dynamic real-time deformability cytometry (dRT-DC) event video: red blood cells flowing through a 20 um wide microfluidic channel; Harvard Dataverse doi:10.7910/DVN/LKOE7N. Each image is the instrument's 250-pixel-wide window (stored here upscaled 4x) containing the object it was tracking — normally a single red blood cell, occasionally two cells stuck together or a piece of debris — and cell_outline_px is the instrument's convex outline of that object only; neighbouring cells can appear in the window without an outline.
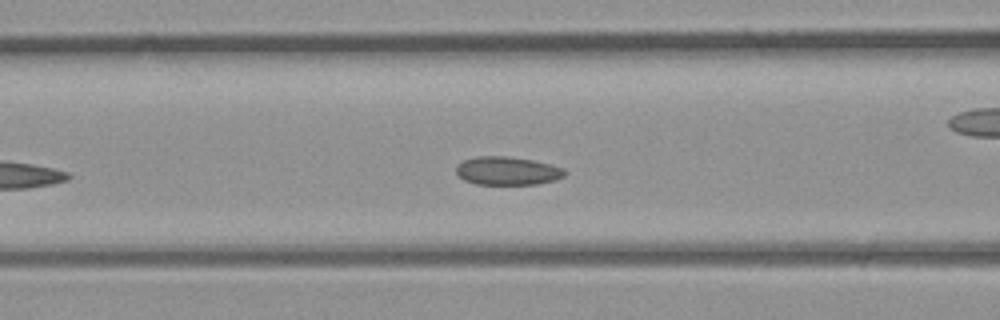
{"species": "common noctule bat (a hibernating species)", "species_latin": "Nyctalus noctula", "temperature_condition": "room temperature", "stored_images_in_passage": 25, "camera_frame_rate_fps": 3000, "um_per_image_px": 0.085, "animal": {"sex": "male", "body_mass_g": 23.1, "forearm_length_mm": 52.7}, "frame": {"image": 1, "passage_image": 4, "time_ms": 1.0, "image_size_px": [1000, 320], "cell_outline_px": [[568, 172], [564, 176], [552, 180], [536, 184], [476, 184], [464, 180], [456, 172], [456, 168], [464, 160], [476, 156], [508, 156], [532, 160], [564, 168]], "centroid_in_image_um": [43.13, 14.52], "position_along_channel_um": 123.5, "area_um2": 17.74}}
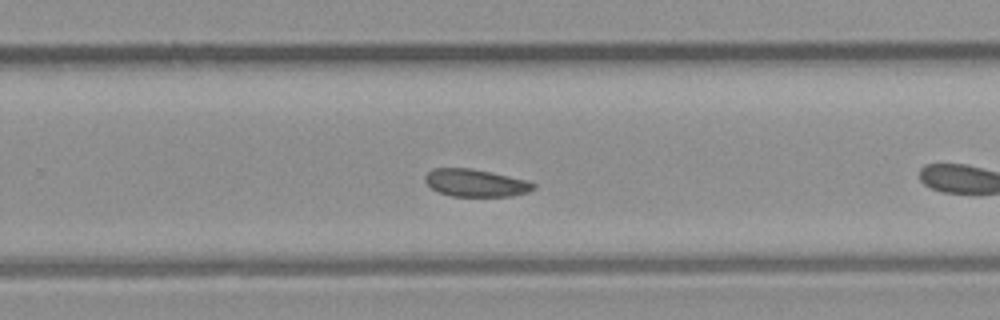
{"frame": {"image": 2, "passage_image": 11, "time_ms": 3.333, "image_size_px": [1000, 320], "cell_outline_px": [[536, 188], [528, 192], [512, 196], [452, 196], [436, 192], [424, 180], [424, 176], [432, 168], [472, 168], [492, 172], [528, 180], [536, 184]], "centroid_in_image_um": [40.44, 15.54], "position_along_channel_um": 289.4, "area_um2": 17.57}}